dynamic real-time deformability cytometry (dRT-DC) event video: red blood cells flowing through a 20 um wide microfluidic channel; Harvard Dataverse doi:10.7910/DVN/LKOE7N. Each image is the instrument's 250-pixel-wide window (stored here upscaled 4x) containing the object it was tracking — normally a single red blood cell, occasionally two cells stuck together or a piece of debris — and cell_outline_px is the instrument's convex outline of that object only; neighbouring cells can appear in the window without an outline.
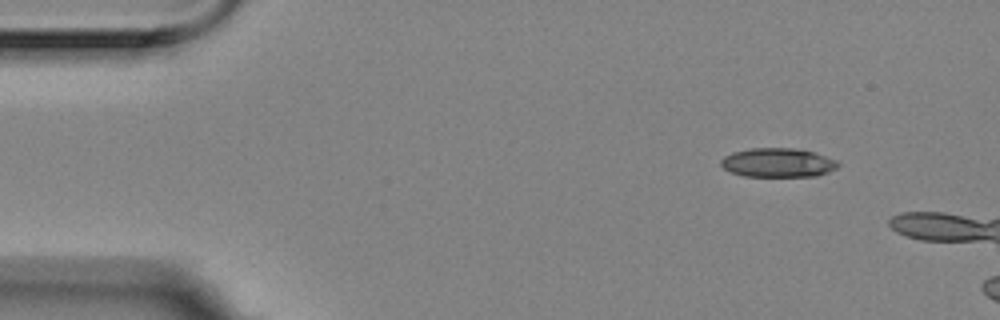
{"species": "Egyptian fruit bat (a non-hibernating species)", "species_latin": "Rousettus aegyptiacus", "temperature_condition": "room temperature", "stored_images_in_passage": 3, "camera_frame_rate_fps": 3000, "um_per_image_px": 0.085, "animal": {"sex": "female"}, "frame": {"image": 1, "passage_image": 1, "time_ms": 0.0, "image_size_px": [1000, 320], "cell_outline_px": [[840, 164], [836, 168], [828, 172], [816, 176], [744, 176], [732, 172], [724, 168], [720, 164], [720, 160], [724, 156], [732, 152], [752, 148], [792, 148], [812, 152], [836, 160]], "centroid_in_image_um": [66.09, 13.83], "position_along_channel_um": 18.9, "area_um2": 19.65}}